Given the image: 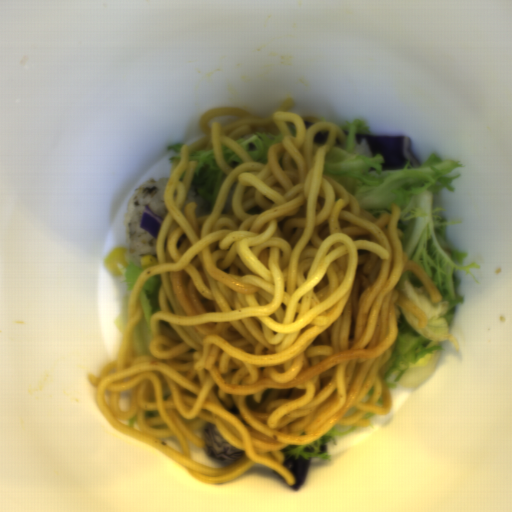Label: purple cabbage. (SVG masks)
Wrapping results in <instances>:
<instances>
[{
	"label": "purple cabbage",
	"mask_w": 512,
	"mask_h": 512,
	"mask_svg": "<svg viewBox=\"0 0 512 512\" xmlns=\"http://www.w3.org/2000/svg\"><path fill=\"white\" fill-rule=\"evenodd\" d=\"M362 139L366 141L370 148L372 157L381 154L384 162L382 171H391L402 169L407 166V160L412 168L420 167V163L415 160L409 151L410 137L408 136H382L374 134H355L356 144H360Z\"/></svg>",
	"instance_id": "obj_1"
},
{
	"label": "purple cabbage",
	"mask_w": 512,
	"mask_h": 512,
	"mask_svg": "<svg viewBox=\"0 0 512 512\" xmlns=\"http://www.w3.org/2000/svg\"><path fill=\"white\" fill-rule=\"evenodd\" d=\"M203 449L207 455L228 465L242 458L244 450H238L223 438L215 424L207 421L205 426Z\"/></svg>",
	"instance_id": "obj_2"
},
{
	"label": "purple cabbage",
	"mask_w": 512,
	"mask_h": 512,
	"mask_svg": "<svg viewBox=\"0 0 512 512\" xmlns=\"http://www.w3.org/2000/svg\"><path fill=\"white\" fill-rule=\"evenodd\" d=\"M309 463H310V458L308 460H306L302 456H298V458H294V456L284 458L283 462L281 463L293 475L295 484L290 485V487L293 488L295 491L299 490V488L306 476Z\"/></svg>",
	"instance_id": "obj_3"
},
{
	"label": "purple cabbage",
	"mask_w": 512,
	"mask_h": 512,
	"mask_svg": "<svg viewBox=\"0 0 512 512\" xmlns=\"http://www.w3.org/2000/svg\"><path fill=\"white\" fill-rule=\"evenodd\" d=\"M164 220L153 212L149 206H144L140 227L143 228L154 239L158 240L159 230Z\"/></svg>",
	"instance_id": "obj_4"
},
{
	"label": "purple cabbage",
	"mask_w": 512,
	"mask_h": 512,
	"mask_svg": "<svg viewBox=\"0 0 512 512\" xmlns=\"http://www.w3.org/2000/svg\"><path fill=\"white\" fill-rule=\"evenodd\" d=\"M330 136V133L329 131H318L317 133H315L314 137H313V143L318 146L319 148L322 147V146H325L328 138Z\"/></svg>",
	"instance_id": "obj_5"
},
{
	"label": "purple cabbage",
	"mask_w": 512,
	"mask_h": 512,
	"mask_svg": "<svg viewBox=\"0 0 512 512\" xmlns=\"http://www.w3.org/2000/svg\"><path fill=\"white\" fill-rule=\"evenodd\" d=\"M303 122H304V125H305L306 130H307L311 125L316 124V123H313V122H311V121H306V120H303Z\"/></svg>",
	"instance_id": "obj_6"
},
{
	"label": "purple cabbage",
	"mask_w": 512,
	"mask_h": 512,
	"mask_svg": "<svg viewBox=\"0 0 512 512\" xmlns=\"http://www.w3.org/2000/svg\"><path fill=\"white\" fill-rule=\"evenodd\" d=\"M335 147H342L344 146V143H340L339 140L336 138L334 145Z\"/></svg>",
	"instance_id": "obj_7"
},
{
	"label": "purple cabbage",
	"mask_w": 512,
	"mask_h": 512,
	"mask_svg": "<svg viewBox=\"0 0 512 512\" xmlns=\"http://www.w3.org/2000/svg\"><path fill=\"white\" fill-rule=\"evenodd\" d=\"M272 471H273L274 475H277V476L281 477L282 479H284V477H283L282 475H280L279 473H277V472H276V471H274L273 469H272ZM284 480H285V479H284ZM285 481H286V480H285Z\"/></svg>",
	"instance_id": "obj_8"
},
{
	"label": "purple cabbage",
	"mask_w": 512,
	"mask_h": 512,
	"mask_svg": "<svg viewBox=\"0 0 512 512\" xmlns=\"http://www.w3.org/2000/svg\"><path fill=\"white\" fill-rule=\"evenodd\" d=\"M341 130H342V132L344 133L345 136L349 134V131L347 129H341Z\"/></svg>",
	"instance_id": "obj_9"
}]
</instances>
